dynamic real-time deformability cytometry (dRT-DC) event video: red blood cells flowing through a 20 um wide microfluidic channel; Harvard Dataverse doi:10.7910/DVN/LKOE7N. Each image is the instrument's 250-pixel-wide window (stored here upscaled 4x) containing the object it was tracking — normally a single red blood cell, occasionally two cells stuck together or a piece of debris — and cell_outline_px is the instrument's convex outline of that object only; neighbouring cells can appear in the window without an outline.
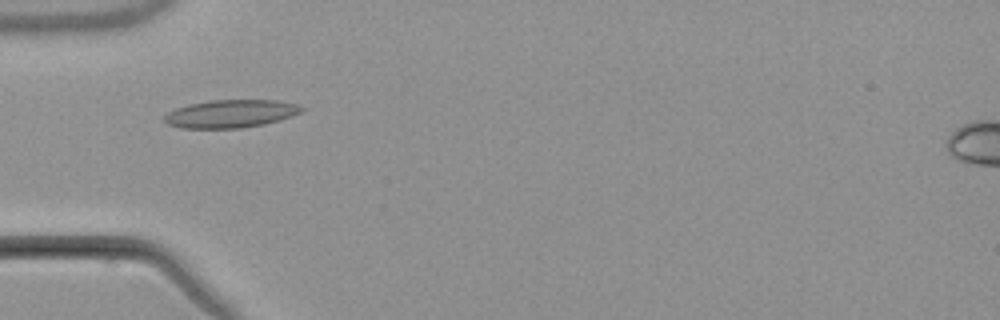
{"species": "common noctule bat (a hibernating species)", "species_latin": "Nyctalus noctula", "temperature_condition": "warm", "stored_images_in_passage": 3, "camera_frame_rate_fps": 3000, "um_per_image_px": 0.085, "animal": {"sex": "male", "body_mass_g": 21.5, "forearm_length_mm": 52.0}, "frame": {"image": 1, "passage_image": 1, "time_ms": 0.0, "image_size_px": [1000, 320], "cell_outline_px": [[308, 108], [304, 112], [280, 120], [264, 124], [240, 128], [180, 128], [168, 124], [164, 120], [164, 116], [168, 112], [176, 108], [188, 104], [212, 100], [276, 100], [296, 104]], "centroid_in_image_um": [19.65, 9.66], "position_along_channel_um": 65.3, "area_um2": 22.48}}
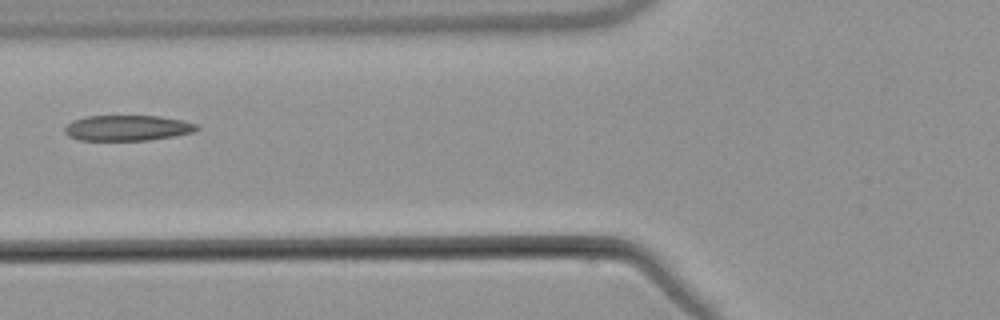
{"frame": {"image": 2, "passage_image": 2, "time_ms": 1.333, "image_size_px": [1000, 320], "cell_outline_px": [[200, 128], [196, 132], [176, 136], [148, 140], [80, 140], [68, 136], [64, 132], [64, 128], [72, 120], [84, 116], [160, 116], [184, 120], [196, 124]], "centroid_in_image_um": [10.86, 10.87], "position_along_channel_um": 114.9, "area_um2": 19.88}}
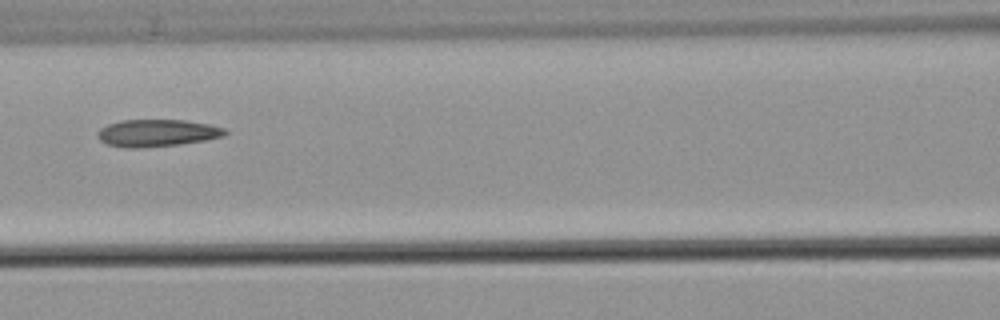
{"frame": {"image": 3, "passage_image": 3, "time_ms": 2.333, "image_size_px": [1000, 320], "cell_outline_px": [[228, 132], [224, 136], [204, 140], [180, 144], [136, 148], [124, 148], [108, 144], [100, 140], [96, 136], [96, 132], [100, 128], [108, 124], [120, 120], [184, 120], [208, 124], [224, 128]], "centroid_in_image_um": [13.31, 11.3], "position_along_channel_um": 153.3, "area_um2": 20.17}}